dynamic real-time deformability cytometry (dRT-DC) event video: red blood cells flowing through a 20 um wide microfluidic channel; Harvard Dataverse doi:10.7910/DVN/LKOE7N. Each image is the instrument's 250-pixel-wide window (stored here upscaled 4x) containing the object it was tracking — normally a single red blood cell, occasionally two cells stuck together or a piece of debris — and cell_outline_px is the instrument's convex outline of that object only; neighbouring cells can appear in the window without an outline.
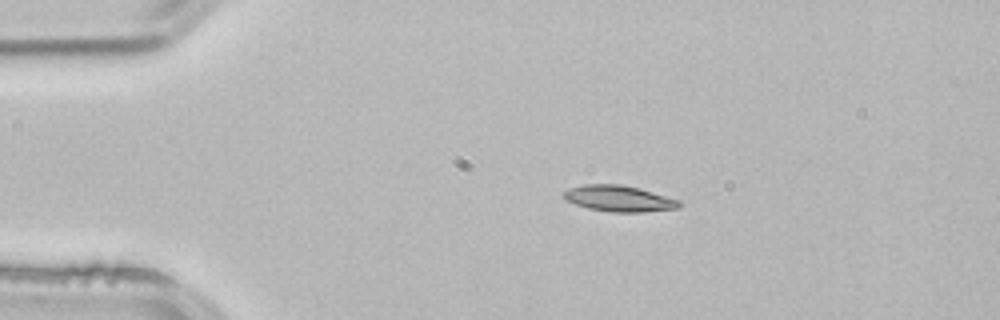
{"species": "common noctule bat (a hibernating species)", "species_latin": "Nyctalus noctula", "temperature_condition": "room temperature", "stored_images_in_passage": 4, "camera_frame_rate_fps": 3000, "um_per_image_px": 0.085, "animal": {"sex": "male", "body_mass_g": 21.5, "forearm_length_mm": 52.0}, "frame": {"image": 1, "passage_image": 3, "time_ms": 0.667, "image_size_px": [1000, 320], "cell_outline_px": [[684, 204], [680, 208], [644, 212], [612, 212], [588, 208], [576, 204], [568, 200], [564, 196], [564, 192], [568, 188], [584, 184], [620, 184], [640, 188], [680, 200]], "centroid_in_image_um": [52.68, 16.87], "position_along_channel_um": 32.3, "area_um2": 17.63}}